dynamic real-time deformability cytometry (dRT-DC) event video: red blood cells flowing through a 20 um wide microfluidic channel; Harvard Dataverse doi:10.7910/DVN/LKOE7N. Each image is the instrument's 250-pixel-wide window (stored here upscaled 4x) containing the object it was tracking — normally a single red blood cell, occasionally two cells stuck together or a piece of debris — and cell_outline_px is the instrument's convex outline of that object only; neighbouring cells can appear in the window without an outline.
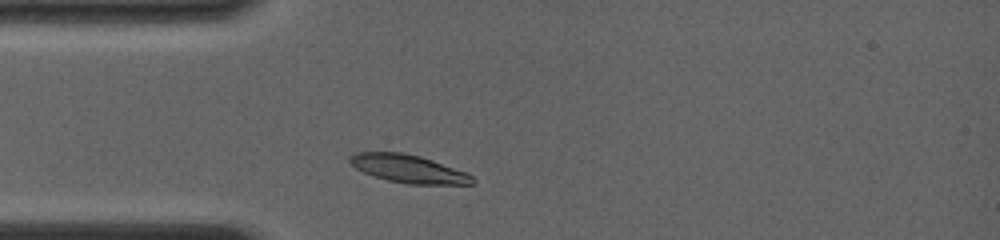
{"species": "common noctule bat (a hibernating species)", "species_latin": "Nyctalus noctula", "temperature_condition": "room temperature", "stored_images_in_passage": 29, "camera_frame_rate_fps": 4000, "um_per_image_px": 0.085, "animal": {"sex": "female", "body_mass_g": 19.0, "forearm_length_mm": 56.7}, "frame": {"image": 1, "passage_image": 2, "time_ms": 1.0, "image_size_px": [1000, 240], "cell_outline_px": [[476, 184], [408, 184], [388, 180], [364, 172], [356, 168], [348, 160], [348, 156], [356, 152], [404, 152], [420, 156], [468, 172], [476, 180]], "centroid_in_image_um": [34.75, 14.34], "position_along_channel_um": 50.2, "area_um2": 20.06}}
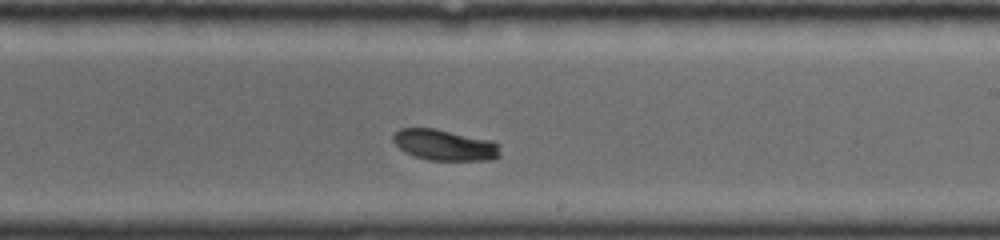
{"frame": {"image": 2, "passage_image": 17, "time_ms": 6.25, "image_size_px": [1000, 240], "cell_outline_px": [[500, 156], [496, 160], [428, 160], [412, 156], [404, 152], [392, 140], [392, 136], [400, 128], [436, 128], [492, 140], [496, 144]], "centroid_in_image_um": [37.77, 12.33], "position_along_channel_um": 251.2, "area_um2": 19.42}}
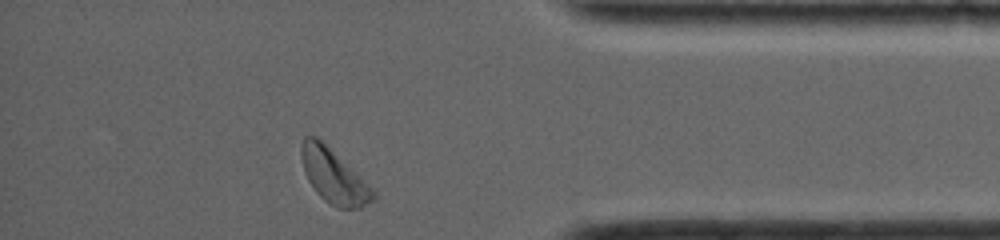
{"frame": {"image": 3, "passage_image": 29, "time_ms": 10.5, "image_size_px": [1000, 240], "cell_outline_px": [[376, 196], [372, 200], [360, 208], [336, 208], [328, 204], [316, 192], [308, 180], [304, 172], [300, 156], [300, 148], [304, 136], [316, 136], [360, 176]], "centroid_in_image_um": [28.3, 14.98], "position_along_channel_um": 406.9, "area_um2": 22.14}, "authors_computed_cell_mechanics": {"area_um2": 19.8832, "velocity_mm_per_s": 3.9594, "shape_relaxation_time_tau1_ms": 2.4471, "shape_relaxation_time_tau2_ms": null, "deformation_change_tau1": 0.1006, "deformation_change_tau2": null}}